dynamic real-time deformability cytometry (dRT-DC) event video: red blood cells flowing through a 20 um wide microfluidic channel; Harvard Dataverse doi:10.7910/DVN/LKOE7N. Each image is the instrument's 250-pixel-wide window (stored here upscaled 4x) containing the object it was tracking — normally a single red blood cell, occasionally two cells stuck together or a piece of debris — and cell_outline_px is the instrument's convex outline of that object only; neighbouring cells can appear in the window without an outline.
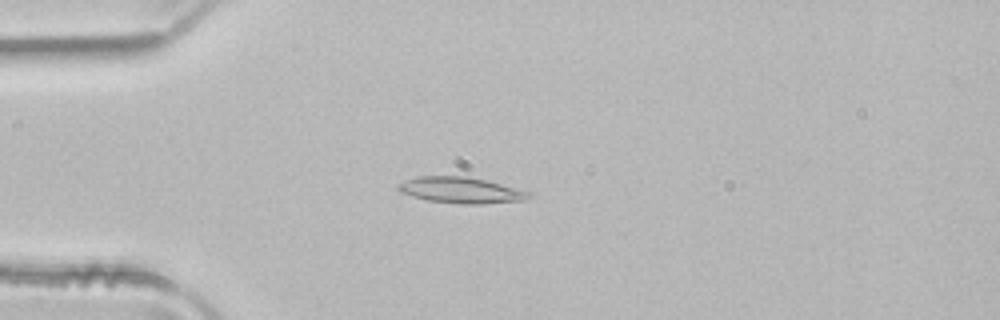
{"species": "common noctule bat (a hibernating species)", "species_latin": "Nyctalus noctula", "temperature_condition": "room temperature", "stored_images_in_passage": 38, "camera_frame_rate_fps": 3000, "um_per_image_px": 0.085, "animal": {"sex": "male", "body_mass_g": 21.5, "forearm_length_mm": 52.0}, "frame": {"image": 1, "passage_image": 1, "time_ms": 0.0, "image_size_px": [1000, 320], "cell_outline_px": [[532, 196], [524, 200], [480, 204], [460, 204], [428, 200], [412, 196], [400, 192], [396, 188], [396, 184], [404, 180], [416, 176], [468, 176], [488, 180], [532, 192]], "centroid_in_image_um": [39.17, 16.15], "position_along_channel_um": 45.8, "area_um2": 20.11}}
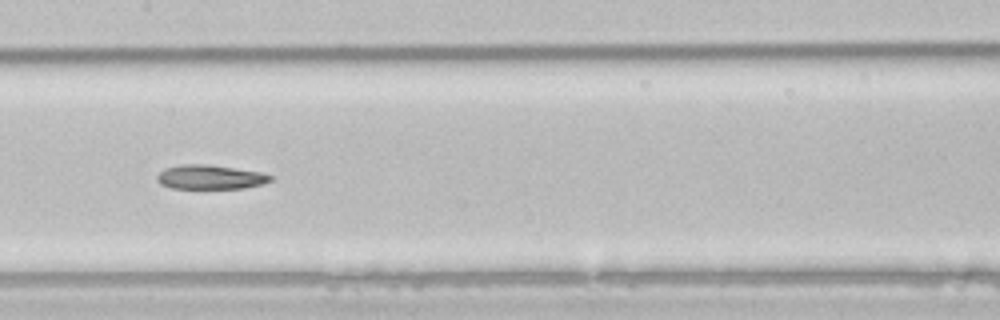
{"frame": {"image": 2, "passage_image": 13, "time_ms": 4.0, "image_size_px": [1000, 320], "cell_outline_px": [[272, 180], [260, 184], [244, 188], [172, 188], [160, 184], [156, 180], [156, 176], [164, 168], [180, 164], [204, 164], [260, 172], [272, 176]], "centroid_in_image_um": [17.8, 15.05], "position_along_channel_um": 189.6, "area_um2": 15.84}}
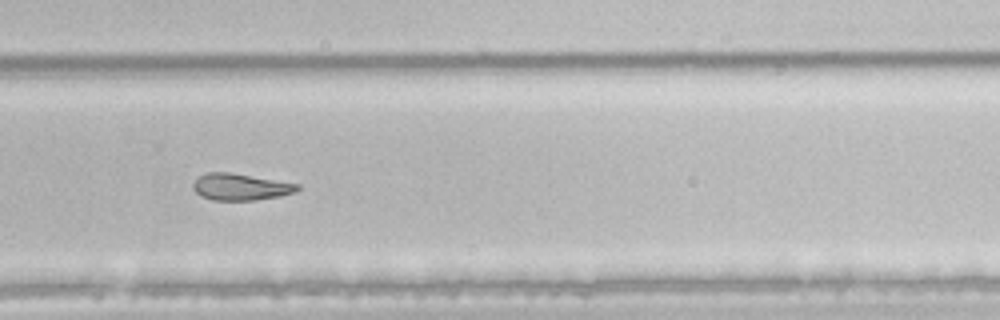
{"frame": {"image": 3, "passage_image": 22, "time_ms": 7.0, "image_size_px": [1000, 320], "cell_outline_px": [[300, 188], [296, 192], [280, 196], [256, 200], [212, 200], [200, 196], [192, 188], [192, 184], [204, 172], [228, 172], [300, 184]], "centroid_in_image_um": [20.44, 15.89], "position_along_channel_um": 309.4, "area_um2": 16.24}, "authors_computed_cell_mechanics": {"area_um2": 17.2244, "velocity_mm_per_s": 4.0189, "shape_relaxation_time_tau1_ms": null, "shape_relaxation_time_tau2_ms": 10.3554, "deformation_change_tau1": null, "deformation_change_tau2": 0.2089}}